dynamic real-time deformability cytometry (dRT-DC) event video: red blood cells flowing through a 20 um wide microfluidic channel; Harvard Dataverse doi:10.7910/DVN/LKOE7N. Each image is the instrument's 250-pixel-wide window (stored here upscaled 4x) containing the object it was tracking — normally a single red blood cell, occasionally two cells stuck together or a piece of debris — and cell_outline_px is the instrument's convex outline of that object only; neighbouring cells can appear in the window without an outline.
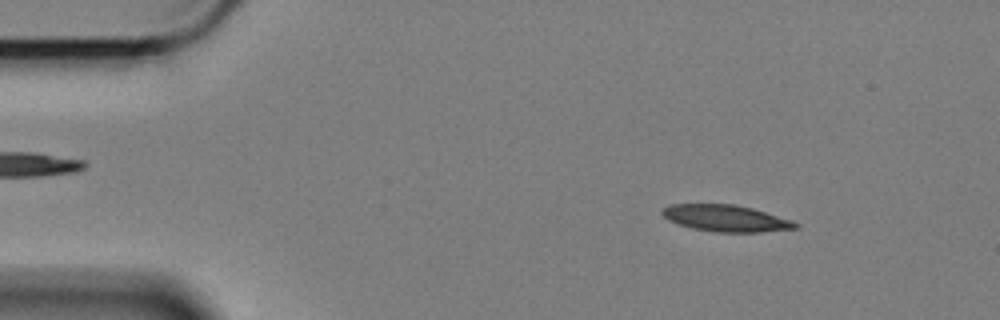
{"species": "Egyptian fruit bat (a non-hibernating species)", "species_latin": "Rousettus aegyptiacus", "temperature_condition": "cold", "stored_images_in_passage": 58, "camera_frame_rate_fps": 3000, "um_per_image_px": 0.085, "animal": {"sex": "female"}, "frame": {"image": 1, "passage_image": 7, "time_ms": 2.0, "image_size_px": [1000, 320], "cell_outline_px": [[800, 228], [760, 232], [716, 232], [692, 228], [668, 220], [660, 212], [668, 204], [736, 204], [752, 208], [792, 220], [800, 224]], "centroid_in_image_um": [61.73, 18.55], "position_along_channel_um": 23.3, "area_um2": 20.69}}
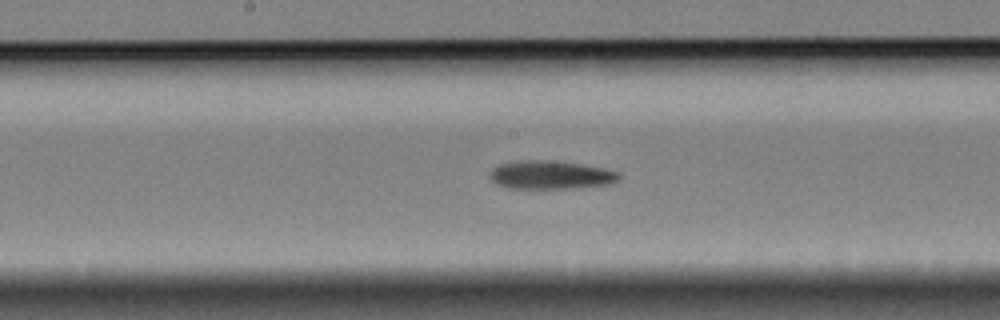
{"frame": {"image": 2, "passage_image": 29, "time_ms": 9.333, "image_size_px": [1000, 320], "cell_outline_px": [[620, 176], [616, 180], [608, 184], [572, 188], [508, 188], [496, 184], [488, 176], [492, 168], [500, 164], [520, 160], [548, 160], [580, 164], [604, 168], [620, 172]], "centroid_in_image_um": [46.76, 14.86], "position_along_channel_um": 201.4, "area_um2": 21.27}}
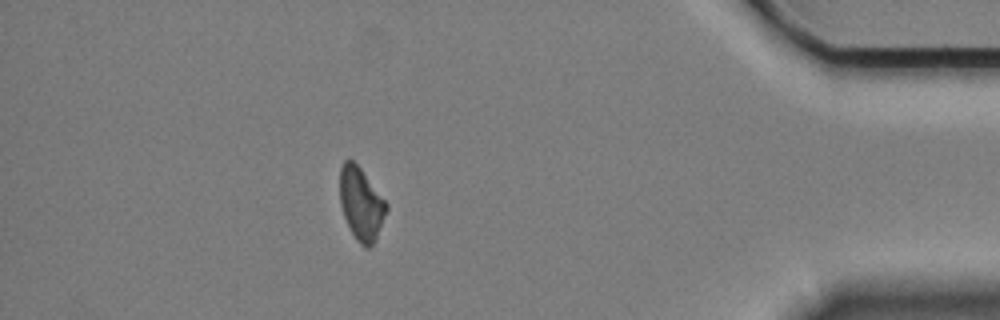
{"frame": {"image": 3, "passage_image": 51, "time_ms": 16.667, "image_size_px": [1000, 320], "cell_outline_px": [[388, 208], [376, 240], [368, 248], [364, 248], [356, 240], [344, 216], [340, 204], [340, 168], [344, 160], [348, 156], [360, 168], [388, 204]], "centroid_in_image_um": [30.69, 17.32], "position_along_channel_um": 404.5, "area_um2": 19.65}, "authors_computed_cell_mechanics": {"area_um2": 21.0392, "velocity_mm_per_s": 3.3849, "shape_relaxation_time_tau1_ms": 7.19, "shape_relaxation_time_tau2_ms": null, "deformation_change_tau1": 0.1432, "deformation_change_tau2": null}}